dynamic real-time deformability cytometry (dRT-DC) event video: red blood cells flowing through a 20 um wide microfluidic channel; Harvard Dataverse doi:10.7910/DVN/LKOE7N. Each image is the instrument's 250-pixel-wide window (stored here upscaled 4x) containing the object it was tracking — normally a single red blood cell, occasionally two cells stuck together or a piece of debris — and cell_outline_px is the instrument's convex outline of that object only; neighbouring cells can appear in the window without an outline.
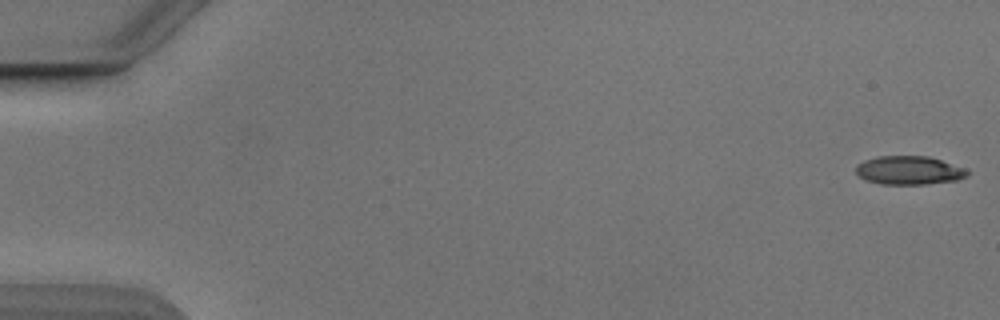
{"species": "Egyptian fruit bat (a non-hibernating species)", "species_latin": "Rousettus aegyptiacus", "temperature_condition": "cold", "stored_images_in_passage": 11, "camera_frame_rate_fps": 3000, "um_per_image_px": 0.085, "animal": {"sex": "male"}, "frame": {"image": 1, "passage_image": 1, "time_ms": 0.0, "image_size_px": [1000, 320], "cell_outline_px": [[968, 176], [956, 180], [928, 184], [880, 184], [864, 180], [856, 172], [856, 164], [864, 160], [876, 156], [928, 156], [964, 168], [968, 172]], "centroid_in_image_um": [77.22, 14.48], "position_along_channel_um": 7.8, "area_um2": 18.55}}